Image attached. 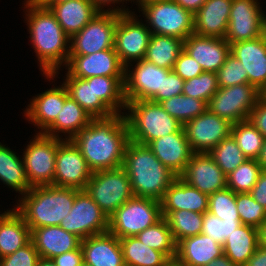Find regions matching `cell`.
<instances>
[{"label":"cell","instance_id":"obj_60","mask_svg":"<svg viewBox=\"0 0 266 266\" xmlns=\"http://www.w3.org/2000/svg\"><path fill=\"white\" fill-rule=\"evenodd\" d=\"M257 162L261 166L262 170L266 171V139H264L263 146L261 148V152L257 159Z\"/></svg>","mask_w":266,"mask_h":266},{"label":"cell","instance_id":"obj_66","mask_svg":"<svg viewBox=\"0 0 266 266\" xmlns=\"http://www.w3.org/2000/svg\"><path fill=\"white\" fill-rule=\"evenodd\" d=\"M261 98L266 101V89L261 93Z\"/></svg>","mask_w":266,"mask_h":266},{"label":"cell","instance_id":"obj_67","mask_svg":"<svg viewBox=\"0 0 266 266\" xmlns=\"http://www.w3.org/2000/svg\"><path fill=\"white\" fill-rule=\"evenodd\" d=\"M81 266H91V265H89V264L83 262V264H82Z\"/></svg>","mask_w":266,"mask_h":266},{"label":"cell","instance_id":"obj_47","mask_svg":"<svg viewBox=\"0 0 266 266\" xmlns=\"http://www.w3.org/2000/svg\"><path fill=\"white\" fill-rule=\"evenodd\" d=\"M242 225L241 221H222L209 212L203 214L202 234L223 245L230 234Z\"/></svg>","mask_w":266,"mask_h":266},{"label":"cell","instance_id":"obj_43","mask_svg":"<svg viewBox=\"0 0 266 266\" xmlns=\"http://www.w3.org/2000/svg\"><path fill=\"white\" fill-rule=\"evenodd\" d=\"M209 155L226 176L247 160L232 135L223 139Z\"/></svg>","mask_w":266,"mask_h":266},{"label":"cell","instance_id":"obj_55","mask_svg":"<svg viewBox=\"0 0 266 266\" xmlns=\"http://www.w3.org/2000/svg\"><path fill=\"white\" fill-rule=\"evenodd\" d=\"M90 1L99 12H114V13L119 14V15L120 14H127V13H131L132 12V11H129L128 8L127 9L123 8L122 5H121L122 8H120L119 6H116V8L112 7V9L111 8H108L107 10L103 9L104 5L108 6V5L114 4V3L115 4L119 3V5H120V2L122 4H124L125 1H131V0H90Z\"/></svg>","mask_w":266,"mask_h":266},{"label":"cell","instance_id":"obj_63","mask_svg":"<svg viewBox=\"0 0 266 266\" xmlns=\"http://www.w3.org/2000/svg\"><path fill=\"white\" fill-rule=\"evenodd\" d=\"M37 266H57L52 259L40 258Z\"/></svg>","mask_w":266,"mask_h":266},{"label":"cell","instance_id":"obj_17","mask_svg":"<svg viewBox=\"0 0 266 266\" xmlns=\"http://www.w3.org/2000/svg\"><path fill=\"white\" fill-rule=\"evenodd\" d=\"M258 0H233L225 39L229 44L261 36L264 12Z\"/></svg>","mask_w":266,"mask_h":266},{"label":"cell","instance_id":"obj_40","mask_svg":"<svg viewBox=\"0 0 266 266\" xmlns=\"http://www.w3.org/2000/svg\"><path fill=\"white\" fill-rule=\"evenodd\" d=\"M160 106L183 126L207 110L203 100L180 94L159 102Z\"/></svg>","mask_w":266,"mask_h":266},{"label":"cell","instance_id":"obj_51","mask_svg":"<svg viewBox=\"0 0 266 266\" xmlns=\"http://www.w3.org/2000/svg\"><path fill=\"white\" fill-rule=\"evenodd\" d=\"M184 82L173 70H170L168 75H164L163 100L182 94Z\"/></svg>","mask_w":266,"mask_h":266},{"label":"cell","instance_id":"obj_27","mask_svg":"<svg viewBox=\"0 0 266 266\" xmlns=\"http://www.w3.org/2000/svg\"><path fill=\"white\" fill-rule=\"evenodd\" d=\"M223 255V245L202 233L182 239L176 258L184 266H205Z\"/></svg>","mask_w":266,"mask_h":266},{"label":"cell","instance_id":"obj_26","mask_svg":"<svg viewBox=\"0 0 266 266\" xmlns=\"http://www.w3.org/2000/svg\"><path fill=\"white\" fill-rule=\"evenodd\" d=\"M31 241L41 258L52 259L78 249L82 240L60 226H45L31 229Z\"/></svg>","mask_w":266,"mask_h":266},{"label":"cell","instance_id":"obj_54","mask_svg":"<svg viewBox=\"0 0 266 266\" xmlns=\"http://www.w3.org/2000/svg\"><path fill=\"white\" fill-rule=\"evenodd\" d=\"M250 194L256 202L266 209V171L263 170Z\"/></svg>","mask_w":266,"mask_h":266},{"label":"cell","instance_id":"obj_25","mask_svg":"<svg viewBox=\"0 0 266 266\" xmlns=\"http://www.w3.org/2000/svg\"><path fill=\"white\" fill-rule=\"evenodd\" d=\"M232 1L206 0L194 14V33L200 36L224 38Z\"/></svg>","mask_w":266,"mask_h":266},{"label":"cell","instance_id":"obj_36","mask_svg":"<svg viewBox=\"0 0 266 266\" xmlns=\"http://www.w3.org/2000/svg\"><path fill=\"white\" fill-rule=\"evenodd\" d=\"M119 240L126 266H163L168 260L162 252L149 248L135 236Z\"/></svg>","mask_w":266,"mask_h":266},{"label":"cell","instance_id":"obj_48","mask_svg":"<svg viewBox=\"0 0 266 266\" xmlns=\"http://www.w3.org/2000/svg\"><path fill=\"white\" fill-rule=\"evenodd\" d=\"M219 87L247 84L248 74L241 62L230 54L216 72Z\"/></svg>","mask_w":266,"mask_h":266},{"label":"cell","instance_id":"obj_18","mask_svg":"<svg viewBox=\"0 0 266 266\" xmlns=\"http://www.w3.org/2000/svg\"><path fill=\"white\" fill-rule=\"evenodd\" d=\"M65 67L70 76L81 79L93 76L125 77V66L114 48L90 55H69Z\"/></svg>","mask_w":266,"mask_h":266},{"label":"cell","instance_id":"obj_31","mask_svg":"<svg viewBox=\"0 0 266 266\" xmlns=\"http://www.w3.org/2000/svg\"><path fill=\"white\" fill-rule=\"evenodd\" d=\"M31 241V229L14 209L0 214V258L13 254Z\"/></svg>","mask_w":266,"mask_h":266},{"label":"cell","instance_id":"obj_62","mask_svg":"<svg viewBox=\"0 0 266 266\" xmlns=\"http://www.w3.org/2000/svg\"><path fill=\"white\" fill-rule=\"evenodd\" d=\"M163 266H184L176 257L168 259Z\"/></svg>","mask_w":266,"mask_h":266},{"label":"cell","instance_id":"obj_23","mask_svg":"<svg viewBox=\"0 0 266 266\" xmlns=\"http://www.w3.org/2000/svg\"><path fill=\"white\" fill-rule=\"evenodd\" d=\"M161 163L179 176L190 161L193 151L187 141L184 127L147 145Z\"/></svg>","mask_w":266,"mask_h":266},{"label":"cell","instance_id":"obj_22","mask_svg":"<svg viewBox=\"0 0 266 266\" xmlns=\"http://www.w3.org/2000/svg\"><path fill=\"white\" fill-rule=\"evenodd\" d=\"M68 96L63 83L37 94L24 110L26 120L31 121L34 126L40 129L38 133H44L55 122Z\"/></svg>","mask_w":266,"mask_h":266},{"label":"cell","instance_id":"obj_16","mask_svg":"<svg viewBox=\"0 0 266 266\" xmlns=\"http://www.w3.org/2000/svg\"><path fill=\"white\" fill-rule=\"evenodd\" d=\"M232 123L208 109L183 127L193 153H209L231 135Z\"/></svg>","mask_w":266,"mask_h":266},{"label":"cell","instance_id":"obj_30","mask_svg":"<svg viewBox=\"0 0 266 266\" xmlns=\"http://www.w3.org/2000/svg\"><path fill=\"white\" fill-rule=\"evenodd\" d=\"M66 74L65 85L69 96L74 99L93 119L107 118L115 113L96 97L95 76L81 79Z\"/></svg>","mask_w":266,"mask_h":266},{"label":"cell","instance_id":"obj_59","mask_svg":"<svg viewBox=\"0 0 266 266\" xmlns=\"http://www.w3.org/2000/svg\"><path fill=\"white\" fill-rule=\"evenodd\" d=\"M257 229H258V246L266 248V221Z\"/></svg>","mask_w":266,"mask_h":266},{"label":"cell","instance_id":"obj_3","mask_svg":"<svg viewBox=\"0 0 266 266\" xmlns=\"http://www.w3.org/2000/svg\"><path fill=\"white\" fill-rule=\"evenodd\" d=\"M135 197L161 201L178 177L154 155L147 145L128 141L123 166Z\"/></svg>","mask_w":266,"mask_h":266},{"label":"cell","instance_id":"obj_52","mask_svg":"<svg viewBox=\"0 0 266 266\" xmlns=\"http://www.w3.org/2000/svg\"><path fill=\"white\" fill-rule=\"evenodd\" d=\"M248 120L266 139V101L260 98L250 112Z\"/></svg>","mask_w":266,"mask_h":266},{"label":"cell","instance_id":"obj_2","mask_svg":"<svg viewBox=\"0 0 266 266\" xmlns=\"http://www.w3.org/2000/svg\"><path fill=\"white\" fill-rule=\"evenodd\" d=\"M25 1V18L31 44L39 61V69L46 79L54 80L60 67L68 63L70 37L63 31L49 8L38 6L33 0Z\"/></svg>","mask_w":266,"mask_h":266},{"label":"cell","instance_id":"obj_34","mask_svg":"<svg viewBox=\"0 0 266 266\" xmlns=\"http://www.w3.org/2000/svg\"><path fill=\"white\" fill-rule=\"evenodd\" d=\"M0 180L9 188L23 195L32 187L30 186L26 173L23 158L16 155V152L0 142Z\"/></svg>","mask_w":266,"mask_h":266},{"label":"cell","instance_id":"obj_35","mask_svg":"<svg viewBox=\"0 0 266 266\" xmlns=\"http://www.w3.org/2000/svg\"><path fill=\"white\" fill-rule=\"evenodd\" d=\"M181 38L152 34L144 59L156 66L173 70L175 61L183 50Z\"/></svg>","mask_w":266,"mask_h":266},{"label":"cell","instance_id":"obj_49","mask_svg":"<svg viewBox=\"0 0 266 266\" xmlns=\"http://www.w3.org/2000/svg\"><path fill=\"white\" fill-rule=\"evenodd\" d=\"M40 255L32 241L13 254L0 258V266H37Z\"/></svg>","mask_w":266,"mask_h":266},{"label":"cell","instance_id":"obj_7","mask_svg":"<svg viewBox=\"0 0 266 266\" xmlns=\"http://www.w3.org/2000/svg\"><path fill=\"white\" fill-rule=\"evenodd\" d=\"M163 218L161 202L132 197L109 217V232L118 239L136 236Z\"/></svg>","mask_w":266,"mask_h":266},{"label":"cell","instance_id":"obj_61","mask_svg":"<svg viewBox=\"0 0 266 266\" xmlns=\"http://www.w3.org/2000/svg\"><path fill=\"white\" fill-rule=\"evenodd\" d=\"M38 6L49 8L52 4L66 0H33Z\"/></svg>","mask_w":266,"mask_h":266},{"label":"cell","instance_id":"obj_32","mask_svg":"<svg viewBox=\"0 0 266 266\" xmlns=\"http://www.w3.org/2000/svg\"><path fill=\"white\" fill-rule=\"evenodd\" d=\"M92 119L74 99L68 96L55 122L43 134L58 139L61 137L64 140H72ZM61 133H64L65 138H62Z\"/></svg>","mask_w":266,"mask_h":266},{"label":"cell","instance_id":"obj_10","mask_svg":"<svg viewBox=\"0 0 266 266\" xmlns=\"http://www.w3.org/2000/svg\"><path fill=\"white\" fill-rule=\"evenodd\" d=\"M260 98L261 92L249 83L220 87L207 103V109L234 124L248 120Z\"/></svg>","mask_w":266,"mask_h":266},{"label":"cell","instance_id":"obj_64","mask_svg":"<svg viewBox=\"0 0 266 266\" xmlns=\"http://www.w3.org/2000/svg\"><path fill=\"white\" fill-rule=\"evenodd\" d=\"M261 36H262L264 42L266 43V14H263V18H262V32H261Z\"/></svg>","mask_w":266,"mask_h":266},{"label":"cell","instance_id":"obj_8","mask_svg":"<svg viewBox=\"0 0 266 266\" xmlns=\"http://www.w3.org/2000/svg\"><path fill=\"white\" fill-rule=\"evenodd\" d=\"M108 218L134 197L123 167L95 171L84 189Z\"/></svg>","mask_w":266,"mask_h":266},{"label":"cell","instance_id":"obj_42","mask_svg":"<svg viewBox=\"0 0 266 266\" xmlns=\"http://www.w3.org/2000/svg\"><path fill=\"white\" fill-rule=\"evenodd\" d=\"M262 171L257 160L247 159L226 176L227 188L234 193H250Z\"/></svg>","mask_w":266,"mask_h":266},{"label":"cell","instance_id":"obj_6","mask_svg":"<svg viewBox=\"0 0 266 266\" xmlns=\"http://www.w3.org/2000/svg\"><path fill=\"white\" fill-rule=\"evenodd\" d=\"M138 8L145 17L152 34L185 40L194 33V15L174 0L148 1ZM150 26V27H149Z\"/></svg>","mask_w":266,"mask_h":266},{"label":"cell","instance_id":"obj_12","mask_svg":"<svg viewBox=\"0 0 266 266\" xmlns=\"http://www.w3.org/2000/svg\"><path fill=\"white\" fill-rule=\"evenodd\" d=\"M60 227L81 240L109 230V218L85 190L76 189V197L70 213Z\"/></svg>","mask_w":266,"mask_h":266},{"label":"cell","instance_id":"obj_5","mask_svg":"<svg viewBox=\"0 0 266 266\" xmlns=\"http://www.w3.org/2000/svg\"><path fill=\"white\" fill-rule=\"evenodd\" d=\"M124 112L129 139L148 145L151 141L178 132L183 125L152 100L126 101Z\"/></svg>","mask_w":266,"mask_h":266},{"label":"cell","instance_id":"obj_33","mask_svg":"<svg viewBox=\"0 0 266 266\" xmlns=\"http://www.w3.org/2000/svg\"><path fill=\"white\" fill-rule=\"evenodd\" d=\"M258 247V229L242 224L223 244V254L237 266H244Z\"/></svg>","mask_w":266,"mask_h":266},{"label":"cell","instance_id":"obj_65","mask_svg":"<svg viewBox=\"0 0 266 266\" xmlns=\"http://www.w3.org/2000/svg\"><path fill=\"white\" fill-rule=\"evenodd\" d=\"M132 1L134 2V0H131V3H132ZM135 1H136V3H138L137 6L139 7L140 5H142L148 1H153V0H135Z\"/></svg>","mask_w":266,"mask_h":266},{"label":"cell","instance_id":"obj_28","mask_svg":"<svg viewBox=\"0 0 266 266\" xmlns=\"http://www.w3.org/2000/svg\"><path fill=\"white\" fill-rule=\"evenodd\" d=\"M49 9L70 38L99 13L90 0H66L52 4Z\"/></svg>","mask_w":266,"mask_h":266},{"label":"cell","instance_id":"obj_24","mask_svg":"<svg viewBox=\"0 0 266 266\" xmlns=\"http://www.w3.org/2000/svg\"><path fill=\"white\" fill-rule=\"evenodd\" d=\"M81 248L91 266H126L120 240L109 231L83 239Z\"/></svg>","mask_w":266,"mask_h":266},{"label":"cell","instance_id":"obj_14","mask_svg":"<svg viewBox=\"0 0 266 266\" xmlns=\"http://www.w3.org/2000/svg\"><path fill=\"white\" fill-rule=\"evenodd\" d=\"M118 14L99 12L70 38L69 55H90L114 48Z\"/></svg>","mask_w":266,"mask_h":266},{"label":"cell","instance_id":"obj_15","mask_svg":"<svg viewBox=\"0 0 266 266\" xmlns=\"http://www.w3.org/2000/svg\"><path fill=\"white\" fill-rule=\"evenodd\" d=\"M92 173L93 171L72 140H63L58 145L54 186L84 190Z\"/></svg>","mask_w":266,"mask_h":266},{"label":"cell","instance_id":"obj_39","mask_svg":"<svg viewBox=\"0 0 266 266\" xmlns=\"http://www.w3.org/2000/svg\"><path fill=\"white\" fill-rule=\"evenodd\" d=\"M125 77L95 76L96 97H99L115 114H124L126 109L124 96Z\"/></svg>","mask_w":266,"mask_h":266},{"label":"cell","instance_id":"obj_57","mask_svg":"<svg viewBox=\"0 0 266 266\" xmlns=\"http://www.w3.org/2000/svg\"><path fill=\"white\" fill-rule=\"evenodd\" d=\"M185 10L190 11L193 15L200 9L206 0H174Z\"/></svg>","mask_w":266,"mask_h":266},{"label":"cell","instance_id":"obj_4","mask_svg":"<svg viewBox=\"0 0 266 266\" xmlns=\"http://www.w3.org/2000/svg\"><path fill=\"white\" fill-rule=\"evenodd\" d=\"M76 189L54 185L34 186L18 199L14 209L23 217L30 229L60 226L70 213Z\"/></svg>","mask_w":266,"mask_h":266},{"label":"cell","instance_id":"obj_45","mask_svg":"<svg viewBox=\"0 0 266 266\" xmlns=\"http://www.w3.org/2000/svg\"><path fill=\"white\" fill-rule=\"evenodd\" d=\"M219 88L216 73L203 72L184 82L182 94L208 103Z\"/></svg>","mask_w":266,"mask_h":266},{"label":"cell","instance_id":"obj_44","mask_svg":"<svg viewBox=\"0 0 266 266\" xmlns=\"http://www.w3.org/2000/svg\"><path fill=\"white\" fill-rule=\"evenodd\" d=\"M207 212L222 221H241L236 207V193L228 188L209 195Z\"/></svg>","mask_w":266,"mask_h":266},{"label":"cell","instance_id":"obj_38","mask_svg":"<svg viewBox=\"0 0 266 266\" xmlns=\"http://www.w3.org/2000/svg\"><path fill=\"white\" fill-rule=\"evenodd\" d=\"M135 237L149 248L162 252L168 259L177 255V243L164 217Z\"/></svg>","mask_w":266,"mask_h":266},{"label":"cell","instance_id":"obj_37","mask_svg":"<svg viewBox=\"0 0 266 266\" xmlns=\"http://www.w3.org/2000/svg\"><path fill=\"white\" fill-rule=\"evenodd\" d=\"M203 214L188 210L162 211L175 242L202 233Z\"/></svg>","mask_w":266,"mask_h":266},{"label":"cell","instance_id":"obj_9","mask_svg":"<svg viewBox=\"0 0 266 266\" xmlns=\"http://www.w3.org/2000/svg\"><path fill=\"white\" fill-rule=\"evenodd\" d=\"M36 134L22 157L27 180L31 187L54 185L56 152L64 139Z\"/></svg>","mask_w":266,"mask_h":266},{"label":"cell","instance_id":"obj_1","mask_svg":"<svg viewBox=\"0 0 266 266\" xmlns=\"http://www.w3.org/2000/svg\"><path fill=\"white\" fill-rule=\"evenodd\" d=\"M129 140L124 114L92 119L72 139L93 172L122 167Z\"/></svg>","mask_w":266,"mask_h":266},{"label":"cell","instance_id":"obj_53","mask_svg":"<svg viewBox=\"0 0 266 266\" xmlns=\"http://www.w3.org/2000/svg\"><path fill=\"white\" fill-rule=\"evenodd\" d=\"M57 266H81L84 262L81 246L52 258Z\"/></svg>","mask_w":266,"mask_h":266},{"label":"cell","instance_id":"obj_46","mask_svg":"<svg viewBox=\"0 0 266 266\" xmlns=\"http://www.w3.org/2000/svg\"><path fill=\"white\" fill-rule=\"evenodd\" d=\"M236 207L244 225L258 228L266 221V209L250 193H236Z\"/></svg>","mask_w":266,"mask_h":266},{"label":"cell","instance_id":"obj_56","mask_svg":"<svg viewBox=\"0 0 266 266\" xmlns=\"http://www.w3.org/2000/svg\"><path fill=\"white\" fill-rule=\"evenodd\" d=\"M244 266H266V248L258 246Z\"/></svg>","mask_w":266,"mask_h":266},{"label":"cell","instance_id":"obj_21","mask_svg":"<svg viewBox=\"0 0 266 266\" xmlns=\"http://www.w3.org/2000/svg\"><path fill=\"white\" fill-rule=\"evenodd\" d=\"M230 54L248 74V82L261 93L266 89V43L262 36L230 44Z\"/></svg>","mask_w":266,"mask_h":266},{"label":"cell","instance_id":"obj_50","mask_svg":"<svg viewBox=\"0 0 266 266\" xmlns=\"http://www.w3.org/2000/svg\"><path fill=\"white\" fill-rule=\"evenodd\" d=\"M173 71L184 81L197 77L204 72L199 63L184 49L180 52L178 59L175 61Z\"/></svg>","mask_w":266,"mask_h":266},{"label":"cell","instance_id":"obj_13","mask_svg":"<svg viewBox=\"0 0 266 266\" xmlns=\"http://www.w3.org/2000/svg\"><path fill=\"white\" fill-rule=\"evenodd\" d=\"M135 15L133 12L118 14L114 50L125 67L144 59L152 35L146 23H142Z\"/></svg>","mask_w":266,"mask_h":266},{"label":"cell","instance_id":"obj_41","mask_svg":"<svg viewBox=\"0 0 266 266\" xmlns=\"http://www.w3.org/2000/svg\"><path fill=\"white\" fill-rule=\"evenodd\" d=\"M231 135L247 159H258L265 138L249 120L234 123Z\"/></svg>","mask_w":266,"mask_h":266},{"label":"cell","instance_id":"obj_58","mask_svg":"<svg viewBox=\"0 0 266 266\" xmlns=\"http://www.w3.org/2000/svg\"><path fill=\"white\" fill-rule=\"evenodd\" d=\"M205 266H237L226 255H221Z\"/></svg>","mask_w":266,"mask_h":266},{"label":"cell","instance_id":"obj_29","mask_svg":"<svg viewBox=\"0 0 266 266\" xmlns=\"http://www.w3.org/2000/svg\"><path fill=\"white\" fill-rule=\"evenodd\" d=\"M209 195L191 187L177 177L166 190L161 202L162 211L188 210L198 213L208 211Z\"/></svg>","mask_w":266,"mask_h":266},{"label":"cell","instance_id":"obj_11","mask_svg":"<svg viewBox=\"0 0 266 266\" xmlns=\"http://www.w3.org/2000/svg\"><path fill=\"white\" fill-rule=\"evenodd\" d=\"M130 69L125 67L124 96L126 101L152 100L163 101L164 75L170 69L161 68L145 59L134 61Z\"/></svg>","mask_w":266,"mask_h":266},{"label":"cell","instance_id":"obj_19","mask_svg":"<svg viewBox=\"0 0 266 266\" xmlns=\"http://www.w3.org/2000/svg\"><path fill=\"white\" fill-rule=\"evenodd\" d=\"M178 177L207 195L227 188L226 175L209 153H193Z\"/></svg>","mask_w":266,"mask_h":266},{"label":"cell","instance_id":"obj_20","mask_svg":"<svg viewBox=\"0 0 266 266\" xmlns=\"http://www.w3.org/2000/svg\"><path fill=\"white\" fill-rule=\"evenodd\" d=\"M183 49L194 58L204 72L216 73L230 55V44L225 38L189 35Z\"/></svg>","mask_w":266,"mask_h":266}]
</instances>
